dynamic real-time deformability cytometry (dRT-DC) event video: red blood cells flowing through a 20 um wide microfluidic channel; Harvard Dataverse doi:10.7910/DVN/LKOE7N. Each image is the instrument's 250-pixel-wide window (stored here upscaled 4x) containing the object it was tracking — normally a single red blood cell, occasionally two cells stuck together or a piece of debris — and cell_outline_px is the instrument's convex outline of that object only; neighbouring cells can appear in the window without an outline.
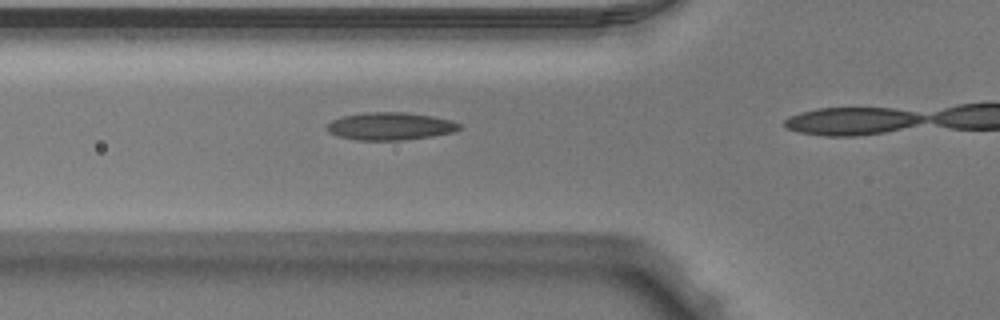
{"species": "Egyptian fruit bat (a non-hibernating species)", "species_latin": "Rousettus aegyptiacus", "temperature_condition": "warm", "stored_images_in_passage": 16, "camera_frame_rate_fps": 3000, "um_per_image_px": 0.085, "animal": {"sex": "male"}, "frame": {"image": 1, "passage_image": 12, "time_ms": 3.667, "image_size_px": [1000, 320], "cell_outline_px": [[464, 128], [456, 132], [432, 136], [404, 140], [356, 140], [340, 136], [328, 132], [324, 128], [332, 120], [344, 116], [364, 112], [404, 112], [432, 116], [452, 120], [464, 124]], "centroid_in_image_um": [33.24, 10.73], "position_along_channel_um": 92.6, "area_um2": 21.62}}